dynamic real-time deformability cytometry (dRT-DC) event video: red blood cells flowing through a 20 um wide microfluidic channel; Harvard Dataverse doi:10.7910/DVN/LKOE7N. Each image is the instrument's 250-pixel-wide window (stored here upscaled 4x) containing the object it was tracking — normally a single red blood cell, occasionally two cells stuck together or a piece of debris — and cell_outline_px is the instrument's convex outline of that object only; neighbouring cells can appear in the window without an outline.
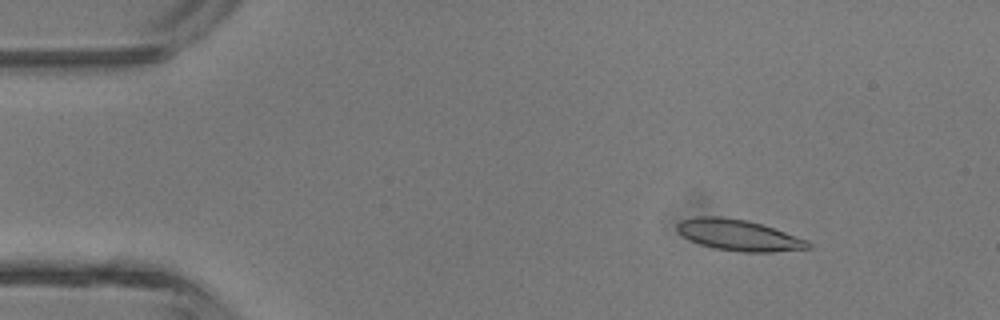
{"species": "common noctule bat (a hibernating species)", "species_latin": "Nyctalus noctula", "temperature_condition": "room temperature", "stored_images_in_passage": 4, "camera_frame_rate_fps": 3000, "um_per_image_px": 0.085, "animal": {"sex": "male", "body_mass_g": 13.3}, "frame": {"image": 1, "passage_image": 2, "time_ms": 1.333, "image_size_px": [1000, 320], "cell_outline_px": [[812, 248], [772, 252], [744, 252], [712, 248], [688, 240], [676, 228], [676, 224], [680, 220], [696, 216], [720, 216], [748, 220], [808, 240], [812, 244]], "centroid_in_image_um": [62.77, 19.99], "position_along_channel_um": 22.2, "area_um2": 23.76}}
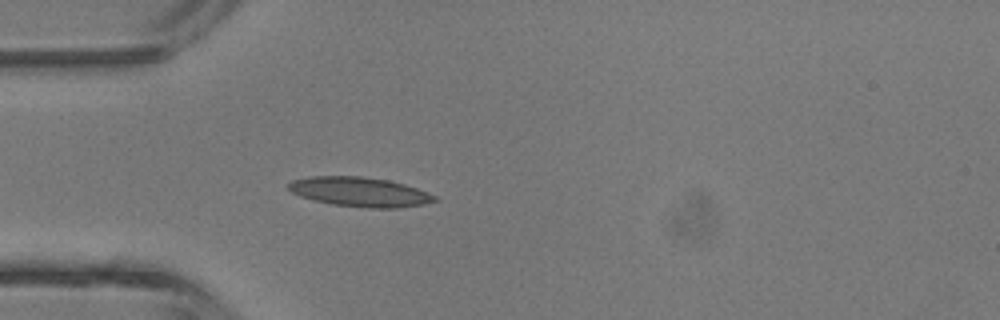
{"frame": {"image": 2, "passage_image": 4, "time_ms": 3.667, "image_size_px": [1000, 320], "cell_outline_px": [[440, 200], [424, 204], [400, 208], [368, 208], [332, 204], [300, 196], [292, 192], [288, 188], [288, 184], [292, 180], [308, 176], [360, 176], [388, 180], [404, 184], [416, 188], [436, 196]], "centroid_in_image_um": [30.6, 16.31], "position_along_channel_um": 54.4, "area_um2": 25.09}}